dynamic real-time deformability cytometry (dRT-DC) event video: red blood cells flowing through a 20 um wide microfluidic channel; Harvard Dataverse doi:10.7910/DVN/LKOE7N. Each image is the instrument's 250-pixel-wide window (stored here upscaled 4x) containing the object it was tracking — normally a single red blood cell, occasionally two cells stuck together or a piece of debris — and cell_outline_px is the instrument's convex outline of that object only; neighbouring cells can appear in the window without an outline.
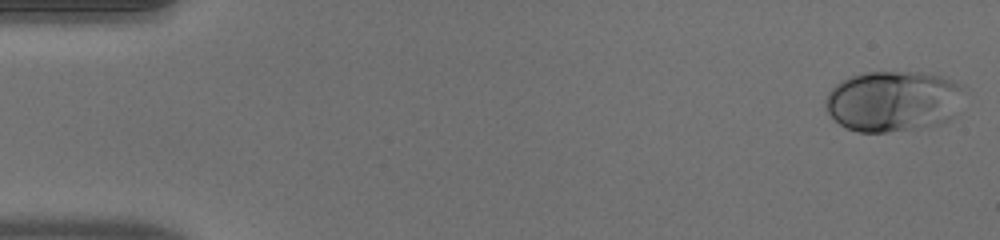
{"species": "human", "species_latin": "Homo sapiens", "temperature_condition": "warm", "stored_images_in_passage": 50, "camera_frame_rate_fps": 3000, "um_per_image_px": 0.085, "donor": {"sex": "male"}, "frame": {"image": 1, "passage_image": 1, "time_ms": 0.0, "image_size_px": [1000, 240], "cell_outline_px": [[960, 88], [952, 120], [940, 124], [920, 128], [888, 132], [856, 132], [840, 124], [828, 112], [824, 104], [824, 100], [828, 92], [840, 80], [848, 76], [864, 72], [920, 72], [940, 76], [952, 80], [960, 84]], "centroid_in_image_um": [75.84, 8.6], "position_along_channel_um": 9.2, "area_um2": 48.9}}
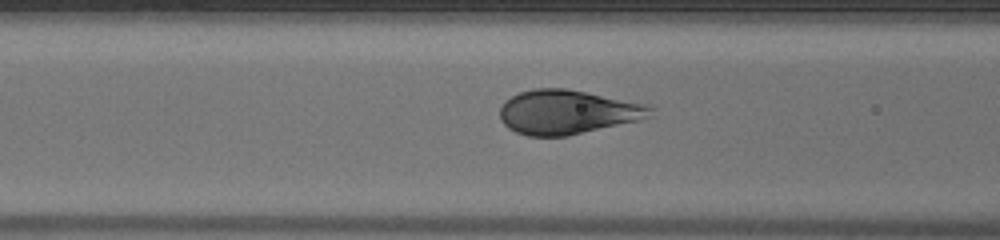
{"frame": {"image": 2, "passage_image": 20, "time_ms": 6.333, "image_size_px": [1000, 240], "cell_outline_px": [[656, 108], [652, 116], [640, 120], [568, 136], [528, 136], [516, 132], [508, 128], [500, 120], [500, 108], [504, 100], [520, 92], [532, 88], [564, 88], [652, 104]], "centroid_in_image_um": [48.28, 9.52], "position_along_channel_um": 118.3, "area_um2": 39.3}}
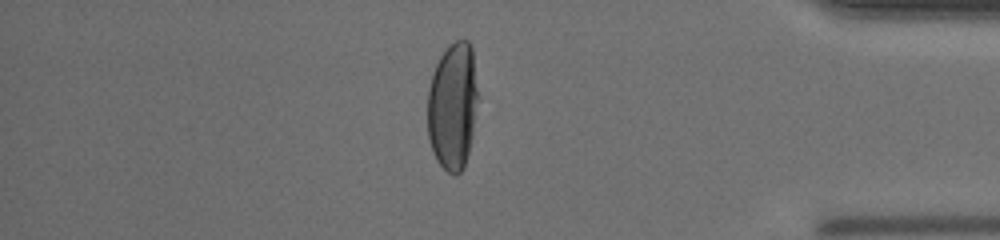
{"frame": {"image": 3, "passage_image": 43, "time_ms": 14.0, "image_size_px": [1000, 240], "cell_outline_px": [[476, 100], [472, 136], [464, 168], [456, 176], [448, 172], [436, 160], [432, 152], [428, 136], [428, 88], [432, 72], [440, 56], [448, 44], [456, 40], [468, 40], [472, 44], [476, 88]], "centroid_in_image_um": [38.45, 9.0], "position_along_channel_um": 396.7, "area_um2": 37.34}, "authors_computed_cell_mechanics": {"area_um2": 42.4541, "velocity_mm_per_s": 4.0137, "shape_relaxation_time_tau1_ms": 3.0214, "shape_relaxation_time_tau2_ms": null, "deformation_change_tau1": 0.2022, "deformation_change_tau2": null}}